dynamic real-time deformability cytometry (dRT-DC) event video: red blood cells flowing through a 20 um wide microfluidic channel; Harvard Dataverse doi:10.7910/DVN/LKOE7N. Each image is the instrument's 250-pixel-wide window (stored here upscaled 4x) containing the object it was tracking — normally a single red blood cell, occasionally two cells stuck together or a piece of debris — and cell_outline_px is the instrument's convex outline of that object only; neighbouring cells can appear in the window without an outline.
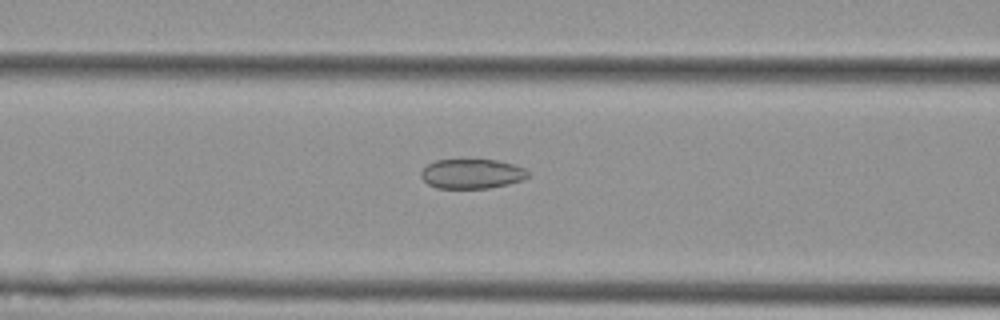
{"species": "Egyptian fruit bat (a non-hibernating species)", "species_latin": "Rousettus aegyptiacus", "temperature_condition": "cold", "stored_images_in_passage": 6, "camera_frame_rate_fps": 3000, "um_per_image_px": 0.085, "animal": {"sex": "female"}, "frame": {"image": 1, "passage_image": 6, "time_ms": 1.667, "image_size_px": [1000, 320], "cell_outline_px": [[532, 176], [524, 180], [508, 184], [488, 188], [436, 188], [428, 184], [420, 176], [420, 172], [428, 164], [436, 160], [496, 160], [512, 164], [524, 168]], "centroid_in_image_um": [40.13, 14.78], "position_along_channel_um": 126.5, "area_um2": 18.5}}